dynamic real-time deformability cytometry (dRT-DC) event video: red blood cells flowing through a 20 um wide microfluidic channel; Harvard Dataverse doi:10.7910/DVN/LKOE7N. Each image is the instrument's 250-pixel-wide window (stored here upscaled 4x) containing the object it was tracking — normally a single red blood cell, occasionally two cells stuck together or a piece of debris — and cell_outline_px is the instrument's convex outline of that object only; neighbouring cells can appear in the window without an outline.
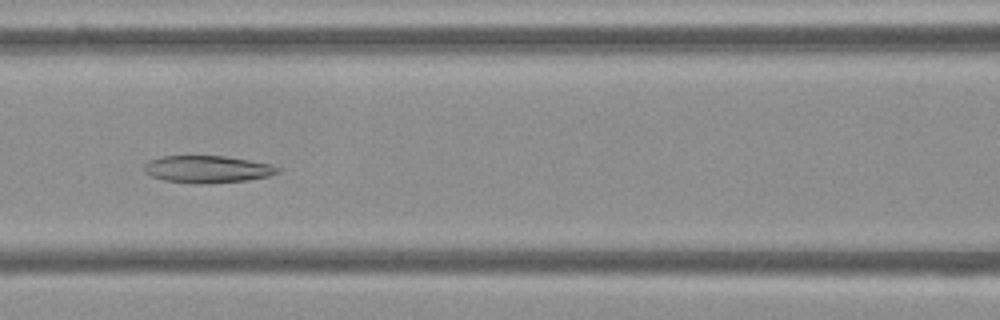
{"species": "Egyptian fruit bat (a non-hibernating species)", "species_latin": "Rousettus aegyptiacus", "temperature_condition": "cold", "stored_images_in_passage": 55, "camera_frame_rate_fps": 3000, "um_per_image_px": 0.085, "frame": {"image": 1, "passage_image": 24, "time_ms": 7.667, "image_size_px": [1000, 320], "cell_outline_px": [[280, 172], [268, 176], [244, 180], [200, 184], [196, 184], [164, 180], [152, 176], [144, 172], [144, 164], [148, 160], [160, 156], [224, 156], [272, 164], [280, 168]], "centroid_in_image_um": [17.59, 14.37], "position_along_channel_um": 149.0, "area_um2": 21.1}}
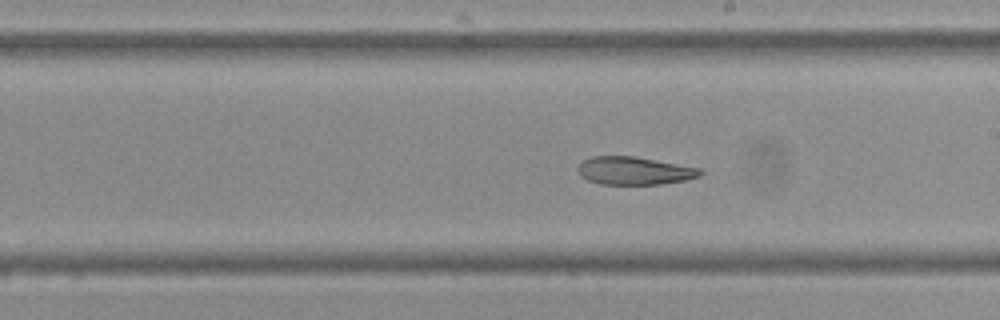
{"frame": {"image": 2, "passage_image": 31, "time_ms": 10.0, "image_size_px": [1000, 320], "cell_outline_px": [[704, 172], [700, 176], [688, 180], [660, 184], [600, 184], [588, 180], [580, 176], [576, 168], [584, 160], [592, 156], [632, 156], [700, 168]], "centroid_in_image_um": [53.91, 14.52], "position_along_channel_um": 235.1, "area_um2": 19.88}}
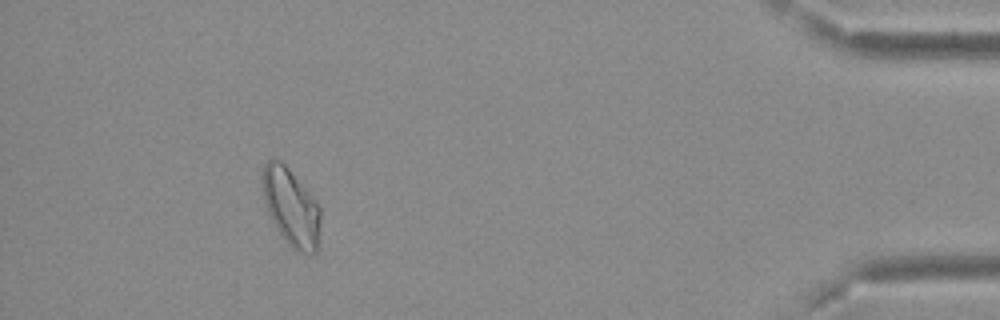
{"frame": {"image": 3, "passage_image": 50, "time_ms": 16.333, "image_size_px": [1000, 320], "cell_outline_px": [[320, 220], [316, 252], [300, 252], [292, 248], [284, 240], [276, 228], [268, 212], [264, 200], [264, 164], [268, 160], [280, 160], [288, 168], [316, 200], [320, 208]], "centroid_in_image_um": [24.76, 17.63], "position_along_channel_um": 410.4, "area_um2": 25.55}, "authors_computed_cell_mechanics": {"area_um2": 25.0274, "velocity_mm_per_s": 3.7064, "shape_relaxation_time_tau1_ms": null, "shape_relaxation_time_tau2_ms": 7.9664, "deformation_change_tau1": null, "deformation_change_tau2": 0.1507}}